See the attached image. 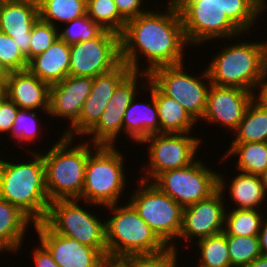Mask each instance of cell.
<instances>
[{"mask_svg":"<svg viewBox=\"0 0 267 267\" xmlns=\"http://www.w3.org/2000/svg\"><path fill=\"white\" fill-rule=\"evenodd\" d=\"M166 5V11L148 10L126 22L120 34V57L131 71L150 74L156 68L184 62L183 51L189 44L181 15L177 5ZM140 59H146L147 68H140Z\"/></svg>","mask_w":267,"mask_h":267,"instance_id":"obj_1","label":"cell"},{"mask_svg":"<svg viewBox=\"0 0 267 267\" xmlns=\"http://www.w3.org/2000/svg\"><path fill=\"white\" fill-rule=\"evenodd\" d=\"M31 161L13 162L0 157V198L17 206L33 223L42 222L49 208L45 166L41 152L29 151Z\"/></svg>","mask_w":267,"mask_h":267,"instance_id":"obj_2","label":"cell"},{"mask_svg":"<svg viewBox=\"0 0 267 267\" xmlns=\"http://www.w3.org/2000/svg\"><path fill=\"white\" fill-rule=\"evenodd\" d=\"M58 140L47 153H41L49 201L80 199L88 156L97 145L84 139L73 146L77 141L63 135Z\"/></svg>","mask_w":267,"mask_h":267,"instance_id":"obj_3","label":"cell"},{"mask_svg":"<svg viewBox=\"0 0 267 267\" xmlns=\"http://www.w3.org/2000/svg\"><path fill=\"white\" fill-rule=\"evenodd\" d=\"M236 41L229 45L226 42L208 63L210 81L217 86L238 87L255 94L267 72V41Z\"/></svg>","mask_w":267,"mask_h":267,"instance_id":"obj_4","label":"cell"},{"mask_svg":"<svg viewBox=\"0 0 267 267\" xmlns=\"http://www.w3.org/2000/svg\"><path fill=\"white\" fill-rule=\"evenodd\" d=\"M105 208L112 213L105 218L107 256L157 254L168 248L129 201Z\"/></svg>","mask_w":267,"mask_h":267,"instance_id":"obj_5","label":"cell"},{"mask_svg":"<svg viewBox=\"0 0 267 267\" xmlns=\"http://www.w3.org/2000/svg\"><path fill=\"white\" fill-rule=\"evenodd\" d=\"M123 155L116 145H97L90 152L79 199L84 205L106 207L122 201L127 181Z\"/></svg>","mask_w":267,"mask_h":267,"instance_id":"obj_6","label":"cell"},{"mask_svg":"<svg viewBox=\"0 0 267 267\" xmlns=\"http://www.w3.org/2000/svg\"><path fill=\"white\" fill-rule=\"evenodd\" d=\"M136 181L137 189L128 201L157 236L178 252L175 243L182 229L183 208L152 182Z\"/></svg>","mask_w":267,"mask_h":267,"instance_id":"obj_7","label":"cell"},{"mask_svg":"<svg viewBox=\"0 0 267 267\" xmlns=\"http://www.w3.org/2000/svg\"><path fill=\"white\" fill-rule=\"evenodd\" d=\"M79 203V199L50 202L44 222L54 232L96 248L106 257L105 220L84 209Z\"/></svg>","mask_w":267,"mask_h":267,"instance_id":"obj_8","label":"cell"},{"mask_svg":"<svg viewBox=\"0 0 267 267\" xmlns=\"http://www.w3.org/2000/svg\"><path fill=\"white\" fill-rule=\"evenodd\" d=\"M203 71L199 76L188 74L183 62L154 69L149 80L163 94L177 101L198 123L205 113L212 84L207 69Z\"/></svg>","mask_w":267,"mask_h":267,"instance_id":"obj_9","label":"cell"},{"mask_svg":"<svg viewBox=\"0 0 267 267\" xmlns=\"http://www.w3.org/2000/svg\"><path fill=\"white\" fill-rule=\"evenodd\" d=\"M197 159L189 166L159 174L152 183L182 208L210 197L219 189V173Z\"/></svg>","mask_w":267,"mask_h":267,"instance_id":"obj_10","label":"cell"},{"mask_svg":"<svg viewBox=\"0 0 267 267\" xmlns=\"http://www.w3.org/2000/svg\"><path fill=\"white\" fill-rule=\"evenodd\" d=\"M202 141V138L189 133L150 135L140 143L148 144L147 159L149 160L147 166H143V169L145 168L143 172L140 171V174H144L140 180L152 182L165 171L191 165L199 158L196 154Z\"/></svg>","mask_w":267,"mask_h":267,"instance_id":"obj_11","label":"cell"},{"mask_svg":"<svg viewBox=\"0 0 267 267\" xmlns=\"http://www.w3.org/2000/svg\"><path fill=\"white\" fill-rule=\"evenodd\" d=\"M69 75L96 77L115 68L120 62V35L103 30L91 40L70 45Z\"/></svg>","mask_w":267,"mask_h":267,"instance_id":"obj_12","label":"cell"},{"mask_svg":"<svg viewBox=\"0 0 267 267\" xmlns=\"http://www.w3.org/2000/svg\"><path fill=\"white\" fill-rule=\"evenodd\" d=\"M140 76V77H139ZM149 79V74L131 71L115 88L99 122L86 134L94 145L114 146L123 132V117L132 99L141 91L139 78ZM121 132V134H120ZM91 136V138H90ZM93 138V139H92Z\"/></svg>","mask_w":267,"mask_h":267,"instance_id":"obj_13","label":"cell"},{"mask_svg":"<svg viewBox=\"0 0 267 267\" xmlns=\"http://www.w3.org/2000/svg\"><path fill=\"white\" fill-rule=\"evenodd\" d=\"M184 34L190 46L215 41L217 38H242L243 33L228 19L225 12L213 6H177ZM206 41V42H205Z\"/></svg>","mask_w":267,"mask_h":267,"instance_id":"obj_14","label":"cell"},{"mask_svg":"<svg viewBox=\"0 0 267 267\" xmlns=\"http://www.w3.org/2000/svg\"><path fill=\"white\" fill-rule=\"evenodd\" d=\"M224 197L227 195L218 189L210 197L183 208L180 242H190L192 238L198 241L224 231L227 200Z\"/></svg>","mask_w":267,"mask_h":267,"instance_id":"obj_15","label":"cell"},{"mask_svg":"<svg viewBox=\"0 0 267 267\" xmlns=\"http://www.w3.org/2000/svg\"><path fill=\"white\" fill-rule=\"evenodd\" d=\"M254 93L238 87L211 84L207 95V106L201 121L219 124L233 132L254 98Z\"/></svg>","mask_w":267,"mask_h":267,"instance_id":"obj_16","label":"cell"},{"mask_svg":"<svg viewBox=\"0 0 267 267\" xmlns=\"http://www.w3.org/2000/svg\"><path fill=\"white\" fill-rule=\"evenodd\" d=\"M31 226L60 267H99L105 258L98 249L54 232L44 221Z\"/></svg>","mask_w":267,"mask_h":267,"instance_id":"obj_17","label":"cell"},{"mask_svg":"<svg viewBox=\"0 0 267 267\" xmlns=\"http://www.w3.org/2000/svg\"><path fill=\"white\" fill-rule=\"evenodd\" d=\"M92 84V77L68 75L63 81L50 85L48 116L67 120L71 127L81 114Z\"/></svg>","mask_w":267,"mask_h":267,"instance_id":"obj_18","label":"cell"},{"mask_svg":"<svg viewBox=\"0 0 267 267\" xmlns=\"http://www.w3.org/2000/svg\"><path fill=\"white\" fill-rule=\"evenodd\" d=\"M39 19V8L17 0L0 1V31L10 36L30 61L31 30Z\"/></svg>","mask_w":267,"mask_h":267,"instance_id":"obj_19","label":"cell"},{"mask_svg":"<svg viewBox=\"0 0 267 267\" xmlns=\"http://www.w3.org/2000/svg\"><path fill=\"white\" fill-rule=\"evenodd\" d=\"M7 97L18 108L44 111L48 115L50 85L41 81L28 69L14 71L6 80Z\"/></svg>","mask_w":267,"mask_h":267,"instance_id":"obj_20","label":"cell"},{"mask_svg":"<svg viewBox=\"0 0 267 267\" xmlns=\"http://www.w3.org/2000/svg\"><path fill=\"white\" fill-rule=\"evenodd\" d=\"M143 81L140 87L150 90V102H136L138 96H135L123 117V134L137 144L150 135L159 133V115L153 95V83L149 79Z\"/></svg>","mask_w":267,"mask_h":267,"instance_id":"obj_21","label":"cell"},{"mask_svg":"<svg viewBox=\"0 0 267 267\" xmlns=\"http://www.w3.org/2000/svg\"><path fill=\"white\" fill-rule=\"evenodd\" d=\"M267 0H182L177 6H213L225 12L228 19L243 33H251L260 15L267 11ZM263 12V13H262ZM251 29V30H250Z\"/></svg>","mask_w":267,"mask_h":267,"instance_id":"obj_22","label":"cell"},{"mask_svg":"<svg viewBox=\"0 0 267 267\" xmlns=\"http://www.w3.org/2000/svg\"><path fill=\"white\" fill-rule=\"evenodd\" d=\"M70 45L58 38L46 51L32 58L27 69L49 85L63 81L69 75Z\"/></svg>","mask_w":267,"mask_h":267,"instance_id":"obj_23","label":"cell"},{"mask_svg":"<svg viewBox=\"0 0 267 267\" xmlns=\"http://www.w3.org/2000/svg\"><path fill=\"white\" fill-rule=\"evenodd\" d=\"M235 175V177H232L233 180L230 179V182L227 183V179H224V175L219 171V190L225 194H227L225 191L227 190L228 196L231 198L230 201H233L232 205L235 204L232 209L260 210L263 207L264 201H267V193L259 175L239 173V171ZM226 183L229 185L227 186Z\"/></svg>","mask_w":267,"mask_h":267,"instance_id":"obj_24","label":"cell"},{"mask_svg":"<svg viewBox=\"0 0 267 267\" xmlns=\"http://www.w3.org/2000/svg\"><path fill=\"white\" fill-rule=\"evenodd\" d=\"M31 224L33 221L17 206L0 198V252L18 253Z\"/></svg>","mask_w":267,"mask_h":267,"instance_id":"obj_25","label":"cell"},{"mask_svg":"<svg viewBox=\"0 0 267 267\" xmlns=\"http://www.w3.org/2000/svg\"><path fill=\"white\" fill-rule=\"evenodd\" d=\"M153 95L159 115V133L193 134V126L198 123L177 101L163 94L154 84Z\"/></svg>","mask_w":267,"mask_h":267,"instance_id":"obj_26","label":"cell"},{"mask_svg":"<svg viewBox=\"0 0 267 267\" xmlns=\"http://www.w3.org/2000/svg\"><path fill=\"white\" fill-rule=\"evenodd\" d=\"M238 157L235 168L239 172L260 175L267 167V142L231 143L221 161Z\"/></svg>","mask_w":267,"mask_h":267,"instance_id":"obj_27","label":"cell"},{"mask_svg":"<svg viewBox=\"0 0 267 267\" xmlns=\"http://www.w3.org/2000/svg\"><path fill=\"white\" fill-rule=\"evenodd\" d=\"M232 143L267 142V108L255 98L234 130Z\"/></svg>","mask_w":267,"mask_h":267,"instance_id":"obj_28","label":"cell"},{"mask_svg":"<svg viewBox=\"0 0 267 267\" xmlns=\"http://www.w3.org/2000/svg\"><path fill=\"white\" fill-rule=\"evenodd\" d=\"M87 0H46L39 7V18L55 27L86 15ZM57 22V24H56Z\"/></svg>","mask_w":267,"mask_h":267,"instance_id":"obj_29","label":"cell"},{"mask_svg":"<svg viewBox=\"0 0 267 267\" xmlns=\"http://www.w3.org/2000/svg\"><path fill=\"white\" fill-rule=\"evenodd\" d=\"M199 253L195 267H232L227 246V235L224 232L194 241Z\"/></svg>","mask_w":267,"mask_h":267,"instance_id":"obj_30","label":"cell"},{"mask_svg":"<svg viewBox=\"0 0 267 267\" xmlns=\"http://www.w3.org/2000/svg\"><path fill=\"white\" fill-rule=\"evenodd\" d=\"M226 208L223 231L226 235L258 236L264 216L261 210Z\"/></svg>","mask_w":267,"mask_h":267,"instance_id":"obj_31","label":"cell"},{"mask_svg":"<svg viewBox=\"0 0 267 267\" xmlns=\"http://www.w3.org/2000/svg\"><path fill=\"white\" fill-rule=\"evenodd\" d=\"M86 14L103 30L121 34L126 20L119 14L114 0H87Z\"/></svg>","mask_w":267,"mask_h":267,"instance_id":"obj_32","label":"cell"},{"mask_svg":"<svg viewBox=\"0 0 267 267\" xmlns=\"http://www.w3.org/2000/svg\"><path fill=\"white\" fill-rule=\"evenodd\" d=\"M232 267H243L261 255L258 236L227 235Z\"/></svg>","mask_w":267,"mask_h":267,"instance_id":"obj_33","label":"cell"},{"mask_svg":"<svg viewBox=\"0 0 267 267\" xmlns=\"http://www.w3.org/2000/svg\"><path fill=\"white\" fill-rule=\"evenodd\" d=\"M130 72L131 69L121 61L112 70L97 75L86 100L110 101L115 88Z\"/></svg>","mask_w":267,"mask_h":267,"instance_id":"obj_34","label":"cell"},{"mask_svg":"<svg viewBox=\"0 0 267 267\" xmlns=\"http://www.w3.org/2000/svg\"><path fill=\"white\" fill-rule=\"evenodd\" d=\"M109 101L85 100L78 120L69 128H64L63 136L76 138L84 136L99 122Z\"/></svg>","mask_w":267,"mask_h":267,"instance_id":"obj_35","label":"cell"},{"mask_svg":"<svg viewBox=\"0 0 267 267\" xmlns=\"http://www.w3.org/2000/svg\"><path fill=\"white\" fill-rule=\"evenodd\" d=\"M37 114L38 113L36 112V110L21 108L18 109L17 116L15 122L13 123L12 131L10 133V136L12 134L13 141L17 142L15 144L23 143L19 146H24V143L25 145L27 143L36 144V141L34 140H37V138L42 137L40 130L43 128H41L39 125L41 121H39L40 119Z\"/></svg>","mask_w":267,"mask_h":267,"instance_id":"obj_36","label":"cell"},{"mask_svg":"<svg viewBox=\"0 0 267 267\" xmlns=\"http://www.w3.org/2000/svg\"><path fill=\"white\" fill-rule=\"evenodd\" d=\"M62 28L59 38L69 45L94 39L103 31L87 14L66 23Z\"/></svg>","mask_w":267,"mask_h":267,"instance_id":"obj_37","label":"cell"},{"mask_svg":"<svg viewBox=\"0 0 267 267\" xmlns=\"http://www.w3.org/2000/svg\"><path fill=\"white\" fill-rule=\"evenodd\" d=\"M58 27L42 21L40 18L31 30L30 60L46 51L59 38Z\"/></svg>","mask_w":267,"mask_h":267,"instance_id":"obj_38","label":"cell"},{"mask_svg":"<svg viewBox=\"0 0 267 267\" xmlns=\"http://www.w3.org/2000/svg\"><path fill=\"white\" fill-rule=\"evenodd\" d=\"M0 61L10 71L27 69L28 61L22 54L14 40L0 31Z\"/></svg>","mask_w":267,"mask_h":267,"instance_id":"obj_39","label":"cell"},{"mask_svg":"<svg viewBox=\"0 0 267 267\" xmlns=\"http://www.w3.org/2000/svg\"><path fill=\"white\" fill-rule=\"evenodd\" d=\"M178 261V252L172 247L157 254L127 256L128 267H179Z\"/></svg>","mask_w":267,"mask_h":267,"instance_id":"obj_40","label":"cell"},{"mask_svg":"<svg viewBox=\"0 0 267 267\" xmlns=\"http://www.w3.org/2000/svg\"><path fill=\"white\" fill-rule=\"evenodd\" d=\"M18 109L16 104L8 97L4 99L0 105V135L4 134V132L10 135Z\"/></svg>","mask_w":267,"mask_h":267,"instance_id":"obj_41","label":"cell"},{"mask_svg":"<svg viewBox=\"0 0 267 267\" xmlns=\"http://www.w3.org/2000/svg\"><path fill=\"white\" fill-rule=\"evenodd\" d=\"M114 2L116 4L119 14L126 21L136 18L149 10L143 8V3L145 4L144 0H114Z\"/></svg>","mask_w":267,"mask_h":267,"instance_id":"obj_42","label":"cell"},{"mask_svg":"<svg viewBox=\"0 0 267 267\" xmlns=\"http://www.w3.org/2000/svg\"><path fill=\"white\" fill-rule=\"evenodd\" d=\"M39 246L32 252L35 267H60L54 260L48 249L39 241Z\"/></svg>","mask_w":267,"mask_h":267,"instance_id":"obj_43","label":"cell"},{"mask_svg":"<svg viewBox=\"0 0 267 267\" xmlns=\"http://www.w3.org/2000/svg\"><path fill=\"white\" fill-rule=\"evenodd\" d=\"M257 90L258 95L255 93L254 98L267 108V72L265 73L263 79L259 82Z\"/></svg>","mask_w":267,"mask_h":267,"instance_id":"obj_44","label":"cell"},{"mask_svg":"<svg viewBox=\"0 0 267 267\" xmlns=\"http://www.w3.org/2000/svg\"><path fill=\"white\" fill-rule=\"evenodd\" d=\"M264 218L262 219V224H261V229L258 234V239H259V246H260V251L262 255L267 256V216H263ZM266 219V220H265Z\"/></svg>","mask_w":267,"mask_h":267,"instance_id":"obj_45","label":"cell"},{"mask_svg":"<svg viewBox=\"0 0 267 267\" xmlns=\"http://www.w3.org/2000/svg\"><path fill=\"white\" fill-rule=\"evenodd\" d=\"M99 267H128L127 257H109L106 256L100 263Z\"/></svg>","mask_w":267,"mask_h":267,"instance_id":"obj_46","label":"cell"},{"mask_svg":"<svg viewBox=\"0 0 267 267\" xmlns=\"http://www.w3.org/2000/svg\"><path fill=\"white\" fill-rule=\"evenodd\" d=\"M243 267H267V256L261 254L258 258Z\"/></svg>","mask_w":267,"mask_h":267,"instance_id":"obj_47","label":"cell"},{"mask_svg":"<svg viewBox=\"0 0 267 267\" xmlns=\"http://www.w3.org/2000/svg\"><path fill=\"white\" fill-rule=\"evenodd\" d=\"M10 71L4 66V64L0 61V79L6 83V80L10 76Z\"/></svg>","mask_w":267,"mask_h":267,"instance_id":"obj_48","label":"cell"},{"mask_svg":"<svg viewBox=\"0 0 267 267\" xmlns=\"http://www.w3.org/2000/svg\"><path fill=\"white\" fill-rule=\"evenodd\" d=\"M260 180L264 186V189L267 193V167L265 168V170L259 175Z\"/></svg>","mask_w":267,"mask_h":267,"instance_id":"obj_49","label":"cell"},{"mask_svg":"<svg viewBox=\"0 0 267 267\" xmlns=\"http://www.w3.org/2000/svg\"><path fill=\"white\" fill-rule=\"evenodd\" d=\"M17 1H21V2H25L28 4H32L36 7H40L46 0H17Z\"/></svg>","mask_w":267,"mask_h":267,"instance_id":"obj_50","label":"cell"},{"mask_svg":"<svg viewBox=\"0 0 267 267\" xmlns=\"http://www.w3.org/2000/svg\"><path fill=\"white\" fill-rule=\"evenodd\" d=\"M7 97V92H6V88L4 87L1 91H0V105L2 104V102L4 101V99Z\"/></svg>","mask_w":267,"mask_h":267,"instance_id":"obj_51","label":"cell"},{"mask_svg":"<svg viewBox=\"0 0 267 267\" xmlns=\"http://www.w3.org/2000/svg\"><path fill=\"white\" fill-rule=\"evenodd\" d=\"M182 0H169L167 4L169 5H178Z\"/></svg>","mask_w":267,"mask_h":267,"instance_id":"obj_52","label":"cell"},{"mask_svg":"<svg viewBox=\"0 0 267 267\" xmlns=\"http://www.w3.org/2000/svg\"><path fill=\"white\" fill-rule=\"evenodd\" d=\"M5 87V83L0 79V91Z\"/></svg>","mask_w":267,"mask_h":267,"instance_id":"obj_53","label":"cell"}]
</instances>
